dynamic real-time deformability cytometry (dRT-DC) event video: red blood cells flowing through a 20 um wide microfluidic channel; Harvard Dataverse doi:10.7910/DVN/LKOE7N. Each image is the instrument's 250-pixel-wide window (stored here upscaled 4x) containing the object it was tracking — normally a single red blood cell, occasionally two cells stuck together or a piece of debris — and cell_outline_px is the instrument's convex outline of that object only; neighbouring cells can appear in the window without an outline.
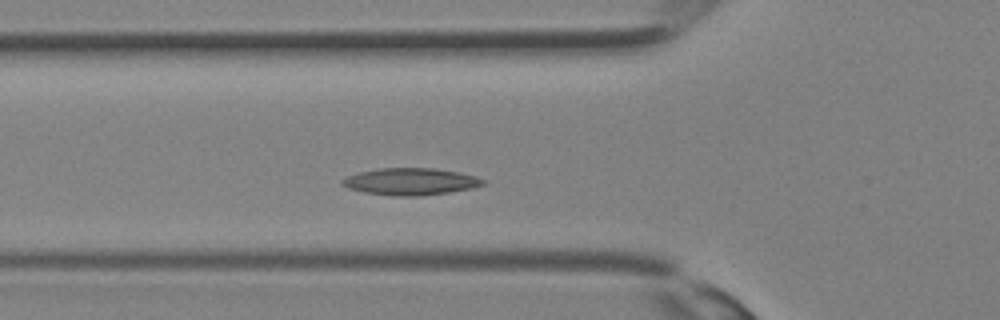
{"species": "Egyptian fruit bat (a non-hibernating species)", "species_latin": "Rousettus aegyptiacus", "temperature_condition": "room temperature", "stored_images_in_passage": 28, "camera_frame_rate_fps": 3000, "um_per_image_px": 0.085, "animal": {"sex": "female"}, "frame": {"image": 1, "passage_image": 6, "time_ms": 1.667, "image_size_px": [1000, 320], "cell_outline_px": [[488, 180], [484, 184], [472, 188], [448, 192], [420, 196], [392, 196], [364, 192], [348, 188], [340, 184], [340, 180], [356, 172], [380, 168], [432, 168], [460, 172], [476, 176]], "centroid_in_image_um": [34.89, 15.43], "position_along_channel_um": 90.9, "area_um2": 22.31}}
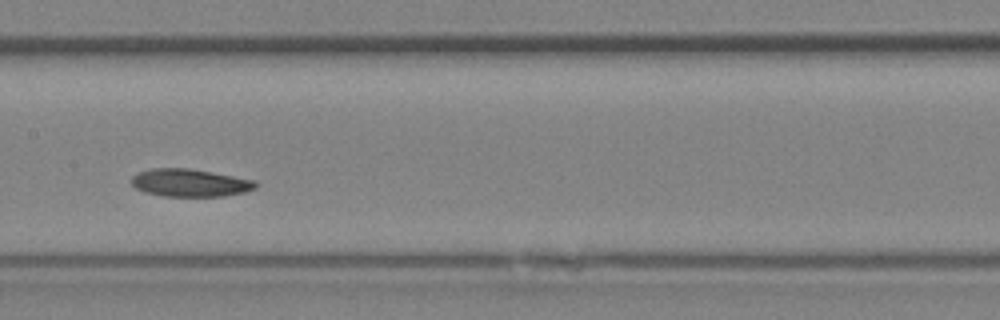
{"frame": {"image": 2, "passage_image": 11, "time_ms": 3.333, "image_size_px": [1000, 320], "cell_outline_px": [[256, 188], [244, 192], [224, 196], [160, 196], [144, 192], [136, 188], [132, 184], [132, 176], [136, 172], [152, 168], [188, 168], [212, 172], [256, 180]], "centroid_in_image_um": [16.12, 15.53], "position_along_channel_um": 191.3, "area_um2": 20.11}}
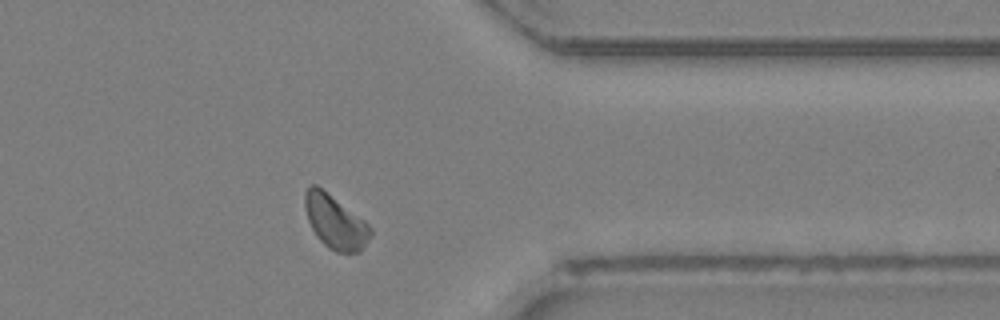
{"frame": {"image": 3, "passage_image": 21, "time_ms": 6.667, "image_size_px": [1000, 320], "cell_outline_px": [[372, 236], [360, 252], [336, 252], [328, 248], [316, 236], [308, 220], [304, 204], [304, 192], [312, 184], [316, 184], [364, 220], [372, 228]], "centroid_in_image_um": [28.5, 18.87], "position_along_channel_um": 382.9, "area_um2": 20.4}}